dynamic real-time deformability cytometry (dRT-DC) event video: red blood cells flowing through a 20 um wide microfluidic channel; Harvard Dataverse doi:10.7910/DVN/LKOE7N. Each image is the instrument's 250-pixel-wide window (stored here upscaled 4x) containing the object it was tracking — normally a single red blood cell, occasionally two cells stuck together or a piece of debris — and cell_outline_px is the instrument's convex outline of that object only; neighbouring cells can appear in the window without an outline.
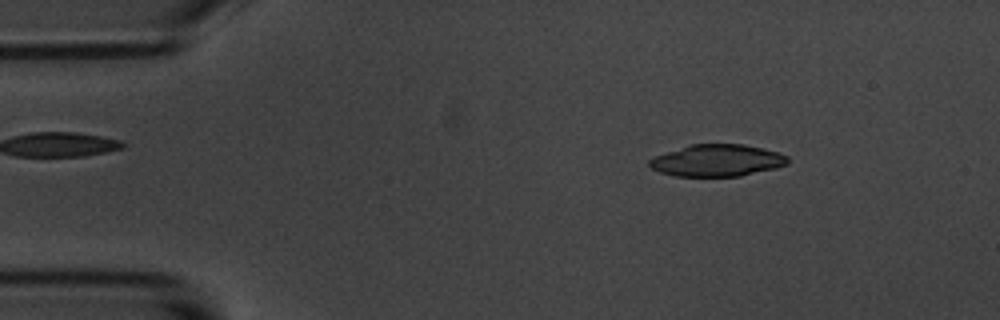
{"species": "common noctule bat (a hibernating species)", "species_latin": "Nyctalus noctula", "temperature_condition": "room temperature", "stored_images_in_passage": 4, "camera_frame_rate_fps": 3000, "um_per_image_px": 0.085, "animal": {"sex": "male", "body_mass_g": 20.1, "forearm_length_mm": 53.5}, "frame": {"image": 1, "passage_image": 2, "time_ms": 1.0, "image_size_px": [1000, 320], "cell_outline_px": [[788, 164], [776, 168], [740, 176], [676, 176], [660, 172], [652, 168], [648, 164], [648, 160], [656, 156], [692, 144], [744, 144], [764, 148], [788, 156]], "centroid_in_image_um": [60.99, 13.64], "position_along_channel_um": 24.0, "area_um2": 25.55}}